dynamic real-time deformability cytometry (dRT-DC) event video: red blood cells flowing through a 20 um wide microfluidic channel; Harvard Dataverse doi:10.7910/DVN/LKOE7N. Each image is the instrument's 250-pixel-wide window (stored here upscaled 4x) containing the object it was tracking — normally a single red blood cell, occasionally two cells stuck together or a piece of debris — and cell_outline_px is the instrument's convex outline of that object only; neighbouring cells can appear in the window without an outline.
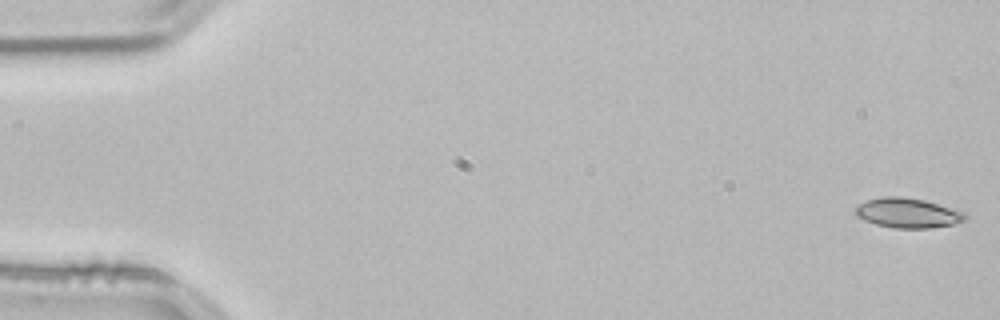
{"species": "common noctule bat (a hibernating species)", "species_latin": "Nyctalus noctula", "temperature_condition": "room temperature", "stored_images_in_passage": 54, "camera_frame_rate_fps": 3000, "um_per_image_px": 0.085, "animal": {"sex": "male", "body_mass_g": 21.5, "forearm_length_mm": 52.0}, "frame": {"image": 1, "passage_image": 1, "time_ms": 0.0, "image_size_px": [1000, 320], "cell_outline_px": [[968, 216], [964, 220], [952, 224], [928, 228], [892, 228], [876, 224], [864, 220], [856, 216], [856, 208], [860, 204], [868, 200], [884, 196], [900, 196], [924, 200], [964, 212]], "centroid_in_image_um": [77.14, 18.1], "position_along_channel_um": 7.9, "area_um2": 18.79}}
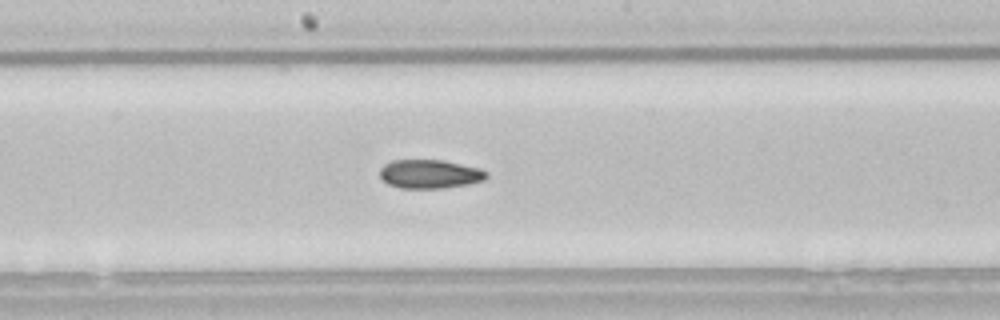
{"frame": {"image": 2, "passage_image": 28, "time_ms": 9.0, "image_size_px": [1000, 320], "cell_outline_px": [[488, 176], [484, 180], [468, 184], [444, 188], [400, 188], [388, 184], [380, 176], [380, 168], [384, 164], [392, 160], [444, 160], [480, 168], [488, 172]], "centroid_in_image_um": [36.54, 14.79], "position_along_channel_um": 211.7, "area_um2": 17.98}}
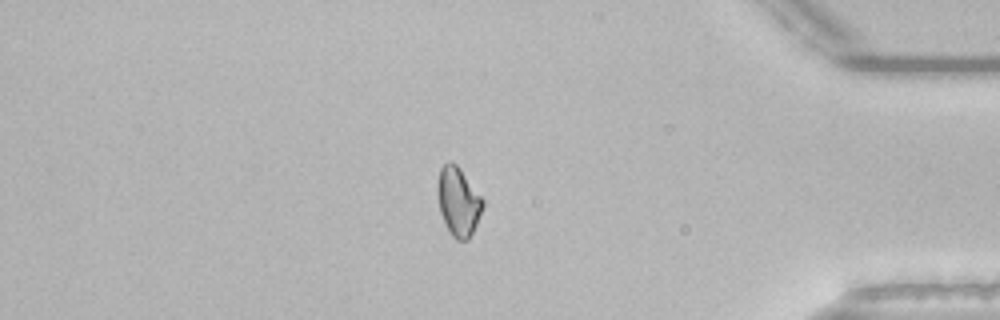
{"frame": {"image": 3, "passage_image": 45, "time_ms": 14.667, "image_size_px": [1000, 320], "cell_outline_px": [[484, 204], [476, 224], [468, 240], [456, 240], [448, 232], [440, 212], [436, 192], [436, 188], [440, 168], [448, 160], [456, 164], [460, 168], [484, 200]], "centroid_in_image_um": [38.93, 17.12], "position_along_channel_um": 396.3, "area_um2": 18.21}, "authors_computed_cell_mechanics": {"area_um2": 18.2359, "velocity_mm_per_s": 3.8439, "shape_relaxation_time_tau1_ms": null, "shape_relaxation_time_tau2_ms": 6.7265, "deformation_change_tau1": null, "deformation_change_tau2": 0.0996}}